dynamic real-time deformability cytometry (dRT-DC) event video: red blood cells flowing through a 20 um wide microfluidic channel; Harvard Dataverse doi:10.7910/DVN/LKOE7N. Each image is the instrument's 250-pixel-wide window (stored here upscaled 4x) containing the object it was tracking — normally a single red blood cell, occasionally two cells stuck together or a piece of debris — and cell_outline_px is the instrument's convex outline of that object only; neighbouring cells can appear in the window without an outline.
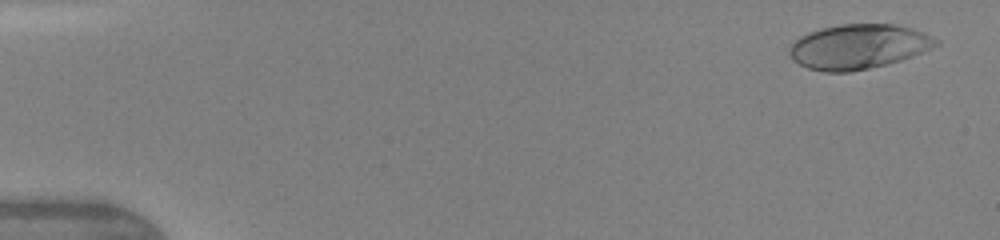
{"species": "human", "species_latin": "Homo sapiens", "temperature_condition": "warm", "stored_images_in_passage": 6, "camera_frame_rate_fps": 3000, "um_per_image_px": 0.085, "donor": {"sex": "female"}, "frame": {"image": 1, "passage_image": 1, "time_ms": 0.0, "image_size_px": [1000, 240], "cell_outline_px": [[940, 44], [924, 52], [900, 60], [868, 68], [848, 72], [824, 72], [808, 68], [792, 60], [788, 52], [788, 48], [800, 36], [808, 32], [820, 28], [840, 24], [896, 24], [912, 28], [924, 32], [940, 40]], "centroid_in_image_um": [72.97, 3.95], "position_along_channel_um": 12.0, "area_um2": 38.32}}
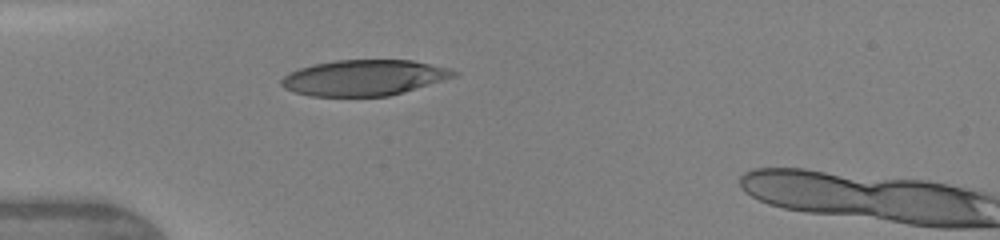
{"frame": {"image": 2, "passage_image": 5, "time_ms": 4.0, "image_size_px": [1000, 240], "cell_outline_px": [[460, 72], [456, 76], [404, 92], [388, 96], [308, 96], [284, 88], [280, 84], [280, 80], [288, 72], [312, 64], [336, 60], [412, 60], [448, 68]], "centroid_in_image_um": [30.92, 6.6], "position_along_channel_um": 54.1, "area_um2": 35.89}}